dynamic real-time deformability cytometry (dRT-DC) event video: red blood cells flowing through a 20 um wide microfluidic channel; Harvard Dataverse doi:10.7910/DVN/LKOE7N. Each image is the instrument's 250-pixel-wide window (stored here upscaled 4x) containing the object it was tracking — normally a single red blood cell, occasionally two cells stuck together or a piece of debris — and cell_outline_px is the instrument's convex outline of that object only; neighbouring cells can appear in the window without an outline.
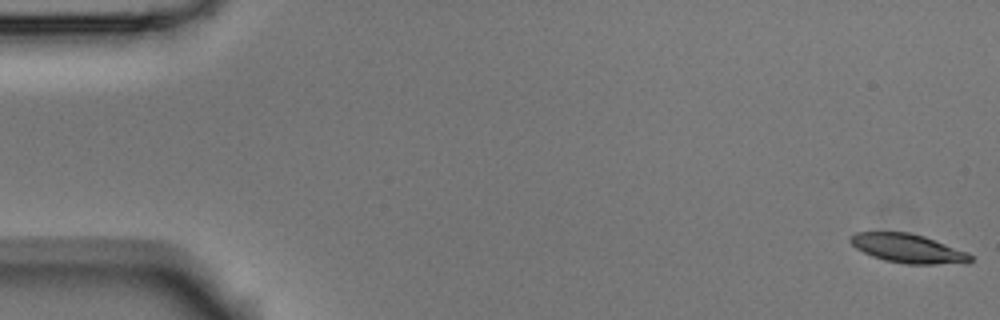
{"species": "Egyptian fruit bat (a non-hibernating species)", "species_latin": "Rousettus aegyptiacus", "temperature_condition": "room temperature", "stored_images_in_passage": 5, "camera_frame_rate_fps": 3000, "um_per_image_px": 0.085, "animal": {"sex": "male"}, "frame": {"image": 1, "passage_image": 1, "time_ms": 0.0, "image_size_px": [1000, 320], "cell_outline_px": [[972, 260], [968, 264], [904, 264], [884, 260], [872, 256], [856, 248], [848, 240], [856, 232], [908, 232], [924, 236], [968, 252], [972, 256]], "centroid_in_image_um": [77.22, 21.13], "position_along_channel_um": 7.8, "area_um2": 20.35}}
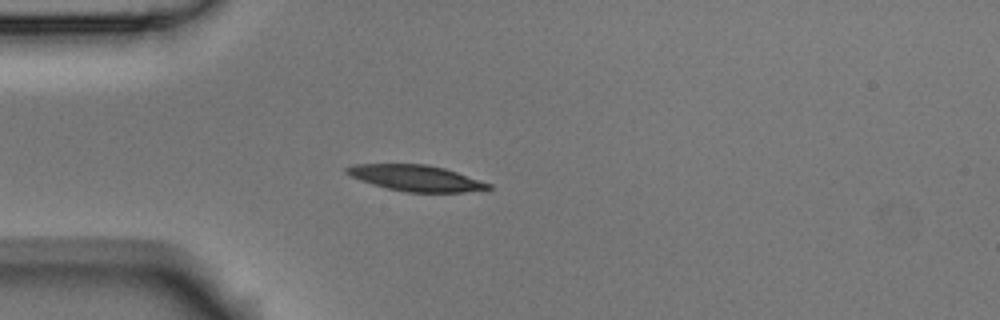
{"frame": {"image": 2, "passage_image": 5, "time_ms": 1.333, "image_size_px": [1000, 320], "cell_outline_px": [[492, 188], [464, 192], [404, 192], [372, 184], [360, 180], [344, 172], [344, 168], [352, 164], [428, 164], [444, 168], [492, 184]], "centroid_in_image_um": [35.33, 15.13], "position_along_channel_um": 49.7, "area_um2": 21.39}}